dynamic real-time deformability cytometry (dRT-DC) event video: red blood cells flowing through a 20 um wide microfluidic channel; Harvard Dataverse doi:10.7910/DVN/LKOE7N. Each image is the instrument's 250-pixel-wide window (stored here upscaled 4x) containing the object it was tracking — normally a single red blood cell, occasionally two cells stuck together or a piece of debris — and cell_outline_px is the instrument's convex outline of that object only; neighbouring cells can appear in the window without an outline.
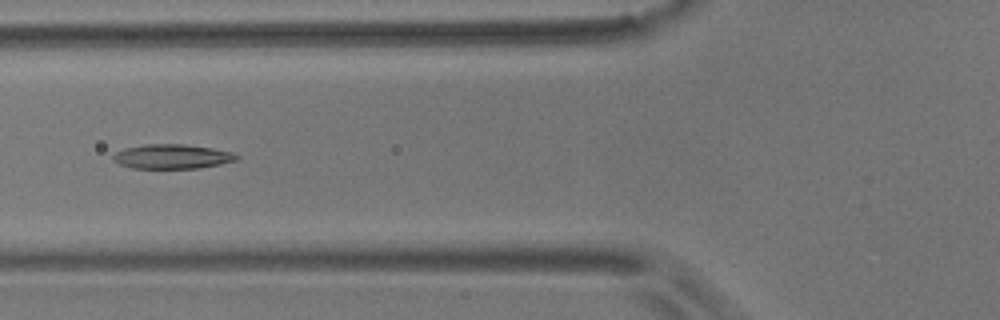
{"species": "common noctule bat (a hibernating species)", "species_latin": "Nyctalus noctula", "temperature_condition": "room temperature", "stored_images_in_passage": 8, "camera_frame_rate_fps": 3000, "um_per_image_px": 0.085, "animal": {"sex": "male", "body_mass_g": 17.9}, "frame": {"image": 1, "passage_image": 3, "time_ms": 0.667, "image_size_px": [1000, 320], "cell_outline_px": [[240, 156], [236, 160], [220, 164], [200, 168], [132, 168], [120, 164], [112, 160], [112, 156], [116, 152], [124, 148], [144, 144], [184, 144], [212, 148], [232, 152]], "centroid_in_image_um": [14.62, 13.3], "position_along_channel_um": 111.2, "area_um2": 17.63}}
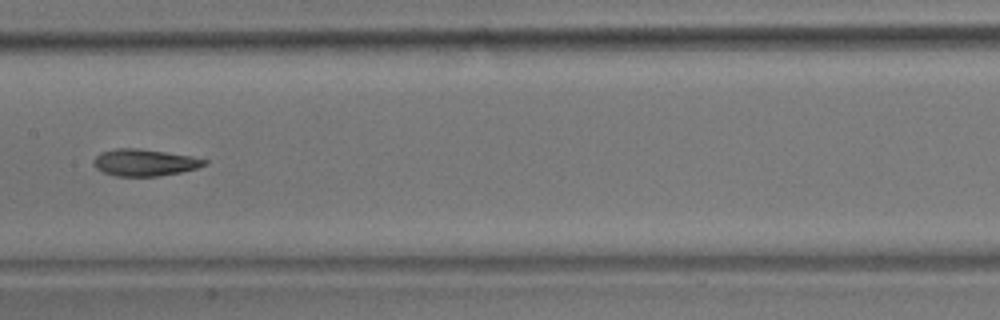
{"frame": {"image": 2, "passage_image": 5, "time_ms": 1.333, "image_size_px": [1000, 320], "cell_outline_px": [[208, 164], [196, 168], [180, 172], [156, 176], [116, 176], [104, 172], [96, 168], [92, 164], [92, 160], [100, 152], [116, 148], [136, 148], [164, 152], [188, 156], [208, 160]], "centroid_in_image_um": [12.23, 13.81], "position_along_channel_um": 195.2, "area_um2": 17.17}}
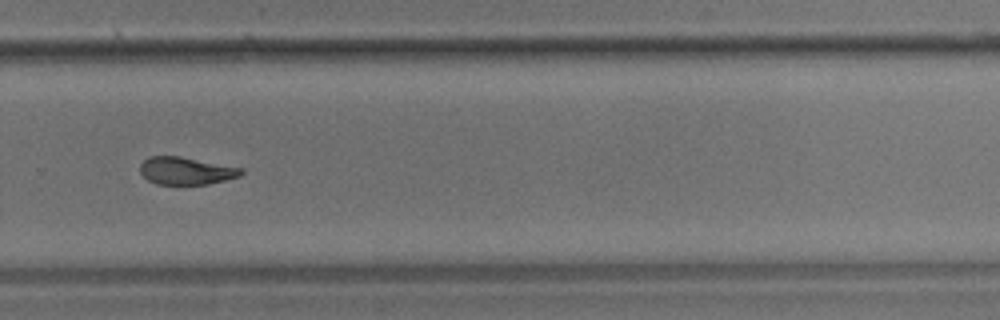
{"frame": {"image": 3, "passage_image": 8, "time_ms": 2.333, "image_size_px": [1000, 320], "cell_outline_px": [[244, 172], [240, 176], [208, 184], [156, 184], [148, 180], [140, 172], [140, 164], [148, 156], [180, 156], [244, 168]], "centroid_in_image_um": [15.82, 14.51], "position_along_channel_um": 314.0, "area_um2": 16.24}}